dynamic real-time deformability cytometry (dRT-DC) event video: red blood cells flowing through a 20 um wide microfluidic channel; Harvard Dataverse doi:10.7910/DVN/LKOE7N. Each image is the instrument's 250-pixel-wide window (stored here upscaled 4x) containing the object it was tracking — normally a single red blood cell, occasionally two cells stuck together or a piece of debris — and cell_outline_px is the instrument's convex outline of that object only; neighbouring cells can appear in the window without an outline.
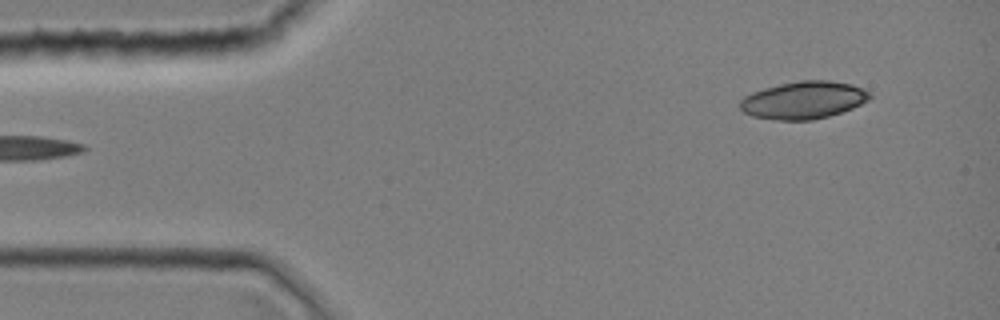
{"species": "common noctule bat (a hibernating species)", "species_latin": "Nyctalus noctula", "temperature_condition": "room temperature", "stored_images_in_passage": 11, "camera_frame_rate_fps": 3000, "um_per_image_px": 0.085, "animal": {"sex": "female", "body_mass_g": 19.0, "forearm_length_mm": 51.5}, "frame": {"image": 1, "passage_image": 4, "time_ms": 1.0, "image_size_px": [1000, 320], "cell_outline_px": [[872, 96], [868, 100], [852, 108], [828, 116], [812, 120], [776, 120], [752, 116], [744, 112], [740, 108], [740, 100], [744, 96], [752, 92], [764, 88], [780, 84], [800, 80], [828, 80], [852, 84], [872, 92]], "centroid_in_image_um": [68.3, 8.5], "position_along_channel_um": 16.7, "area_um2": 28.38}}
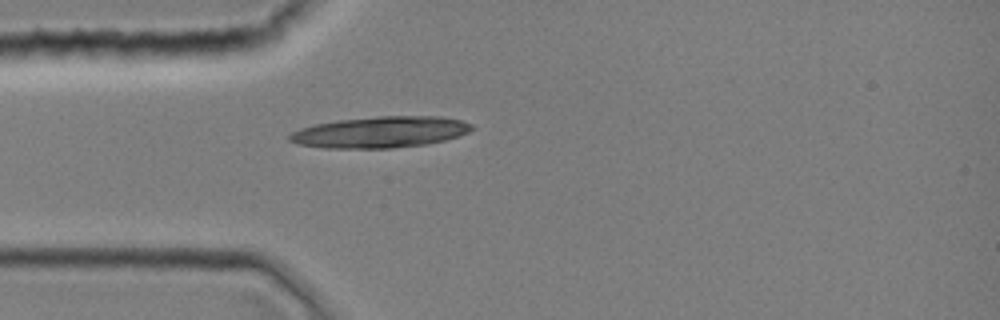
{"frame": {"image": 2, "passage_image": 11, "time_ms": 3.333, "image_size_px": [1000, 320], "cell_outline_px": [[476, 128], [468, 132], [444, 140], [424, 144], [392, 148], [324, 148], [296, 144], [288, 140], [288, 136], [292, 132], [300, 128], [312, 124], [336, 120], [376, 116], [440, 116], [460, 120], [472, 124]], "centroid_in_image_um": [32.28, 11.22], "position_along_channel_um": 52.7, "area_um2": 33.35}}